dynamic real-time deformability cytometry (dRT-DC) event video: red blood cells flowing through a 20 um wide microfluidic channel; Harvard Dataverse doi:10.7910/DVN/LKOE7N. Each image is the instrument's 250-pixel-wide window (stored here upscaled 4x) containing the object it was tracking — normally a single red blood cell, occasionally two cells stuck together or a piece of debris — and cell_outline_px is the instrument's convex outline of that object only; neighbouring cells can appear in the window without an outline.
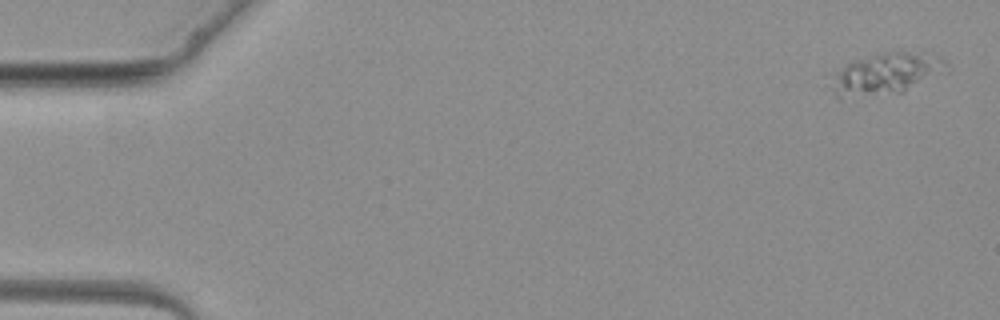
{"species": "common noctule bat (a hibernating species)", "species_latin": "Nyctalus noctula", "temperature_condition": "warm", "stored_images_in_passage": 4, "camera_frame_rate_fps": 3000, "um_per_image_px": 0.085, "animal": {"sex": "female", "body_mass_g": 19.3, "forearm_length_mm": 54.1}, "frame": {"image": 1, "passage_image": 1, "time_ms": 0.0, "image_size_px": [1000, 320], "cell_outline_px": [[948, 72], [904, 92], [840, 100], [832, 92], [824, 76], [856, 60], [880, 52], [924, 48], [944, 60], [948, 64]], "centroid_in_image_um": [75.3, 6.25], "position_along_channel_um": 9.7, "area_um2": 29.94}}
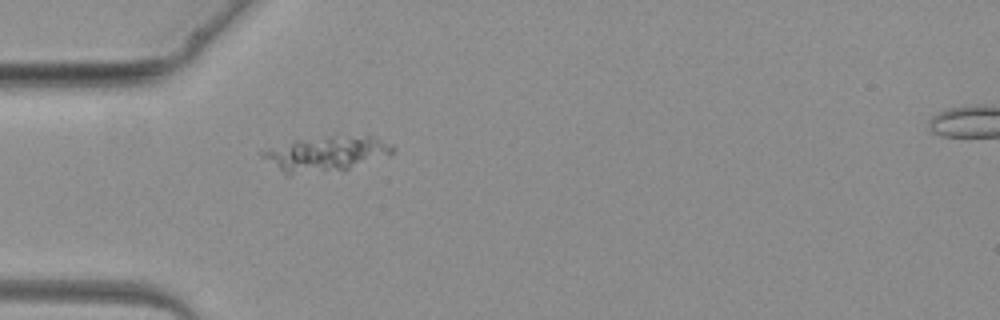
{"frame": {"image": 2, "passage_image": 4, "time_ms": 3.667, "image_size_px": [1000, 320], "cell_outline_px": [[396, 148], [392, 152], [344, 172], [288, 176], [260, 156], [256, 152], [268, 148], [296, 140], [328, 136], [376, 136], [392, 144]], "centroid_in_image_um": [27.68, 13.11], "position_along_channel_um": 57.3, "area_um2": 27.34}}